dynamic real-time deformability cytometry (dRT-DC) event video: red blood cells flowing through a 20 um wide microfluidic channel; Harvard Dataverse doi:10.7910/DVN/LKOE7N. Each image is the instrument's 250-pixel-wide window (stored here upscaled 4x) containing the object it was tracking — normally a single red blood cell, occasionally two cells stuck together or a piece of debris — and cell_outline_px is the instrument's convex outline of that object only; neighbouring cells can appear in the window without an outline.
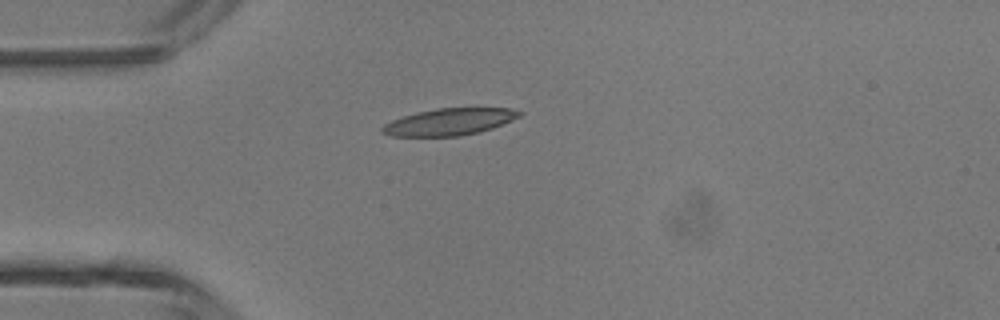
{"species": "common noctule bat (a hibernating species)", "species_latin": "Nyctalus noctula", "temperature_condition": "room temperature", "stored_images_in_passage": 1, "camera_frame_rate_fps": 3000, "um_per_image_px": 0.085, "animal": {"sex": "male", "body_mass_g": 13.3}, "frame": {"image": 1, "passage_image": 1, "time_ms": 0.0, "image_size_px": [1000, 320], "cell_outline_px": [[524, 112], [520, 116], [512, 120], [492, 128], [480, 132], [460, 136], [392, 136], [380, 132], [380, 128], [384, 124], [392, 120], [416, 112], [436, 108], [512, 108]], "centroid_in_image_um": [38.19, 10.35], "position_along_channel_um": 46.8, "area_um2": 21.56}}